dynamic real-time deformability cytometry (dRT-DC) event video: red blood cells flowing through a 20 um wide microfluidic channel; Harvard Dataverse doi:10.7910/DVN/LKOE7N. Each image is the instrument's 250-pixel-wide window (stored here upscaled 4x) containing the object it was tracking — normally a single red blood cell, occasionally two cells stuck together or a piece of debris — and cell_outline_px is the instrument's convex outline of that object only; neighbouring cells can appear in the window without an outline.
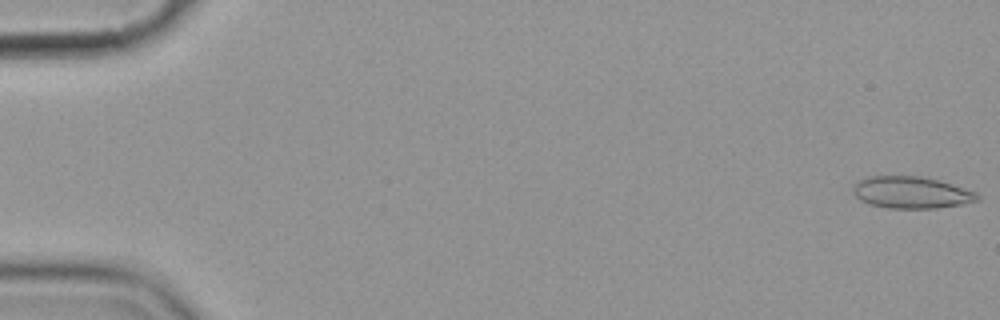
{"species": "common noctule bat (a hibernating species)", "species_latin": "Nyctalus noctula", "temperature_condition": "cold", "stored_images_in_passage": 6, "camera_frame_rate_fps": 3000, "um_per_image_px": 0.085, "animal": {"sex": "female", "body_mass_g": 19.9}, "frame": {"image": 1, "passage_image": 1, "time_ms": 0.0, "image_size_px": [1000, 320], "cell_outline_px": [[980, 200], [960, 204], [936, 208], [888, 208], [868, 204], [860, 200], [852, 192], [852, 184], [856, 180], [868, 176], [924, 176], [940, 180], [976, 192], [980, 196]], "centroid_in_image_um": [77.41, 16.35], "position_along_channel_um": 7.6, "area_um2": 23.35}}
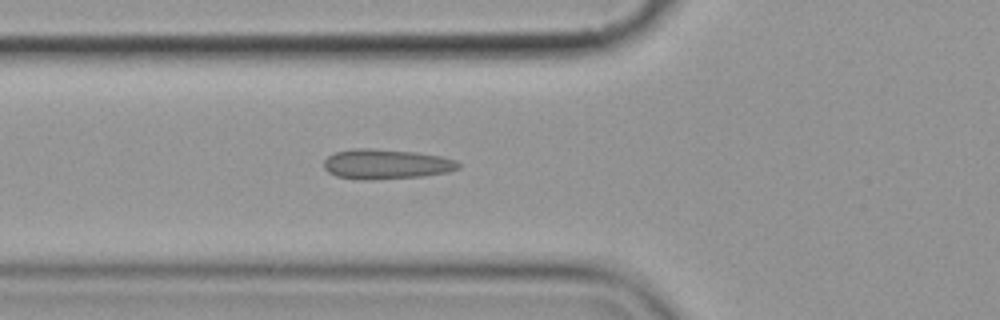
{"frame": {"image": 2, "passage_image": 6, "time_ms": 6.667, "image_size_px": [1000, 320], "cell_outline_px": [[460, 168], [448, 172], [424, 176], [364, 180], [336, 176], [328, 172], [324, 168], [324, 160], [328, 156], [336, 152], [352, 148], [372, 148], [416, 152], [440, 156], [456, 160], [460, 164]], "centroid_in_image_um": [32.82, 13.94], "position_along_channel_um": 93.0, "area_um2": 23.52}}